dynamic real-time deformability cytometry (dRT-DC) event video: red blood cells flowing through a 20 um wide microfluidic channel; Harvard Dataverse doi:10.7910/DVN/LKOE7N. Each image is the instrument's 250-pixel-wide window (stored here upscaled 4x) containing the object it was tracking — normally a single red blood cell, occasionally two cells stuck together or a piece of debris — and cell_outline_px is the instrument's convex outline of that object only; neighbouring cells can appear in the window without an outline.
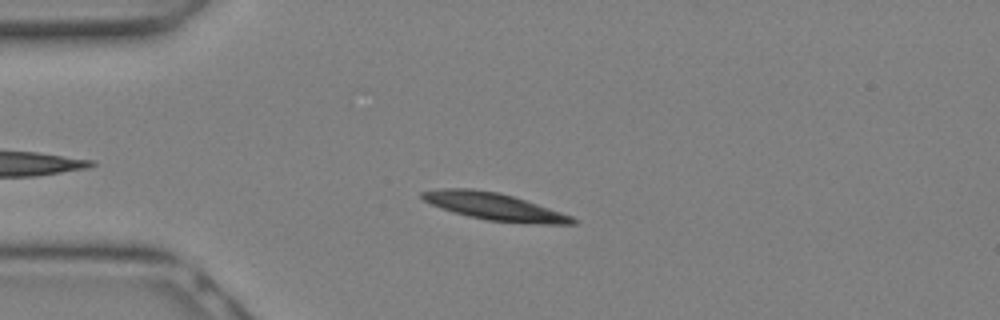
{"species": "Egyptian fruit bat (a non-hibernating species)", "species_latin": "Rousettus aegyptiacus", "temperature_condition": "warm", "stored_images_in_passage": 9, "camera_frame_rate_fps": 3000, "um_per_image_px": 0.085, "animal": {"sex": "female"}, "frame": {"image": 1, "passage_image": 4, "time_ms": 1.0, "image_size_px": [1000, 320], "cell_outline_px": [[580, 220], [576, 224], [544, 224], [488, 220], [468, 216], [432, 204], [424, 200], [420, 196], [420, 192], [440, 188], [472, 188], [496, 192], [512, 196], [572, 216]], "centroid_in_image_um": [42.03, 17.55], "position_along_channel_um": 43.0, "area_um2": 23.35}}
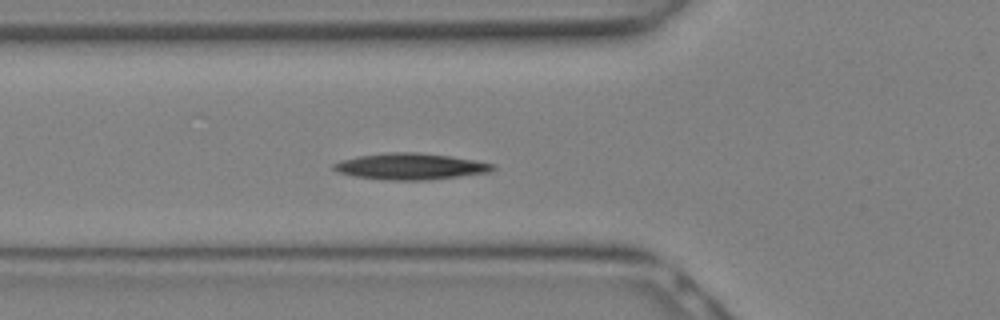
{"frame": {"image": 2, "passage_image": 7, "time_ms": 2.0, "image_size_px": [1000, 320], "cell_outline_px": [[496, 168], [492, 172], [428, 180], [388, 180], [352, 176], [340, 172], [332, 168], [332, 164], [340, 160], [356, 156], [388, 152], [416, 152], [448, 156], [496, 164]], "centroid_in_image_um": [34.88, 14.15], "position_along_channel_um": 90.9, "area_um2": 24.45}}
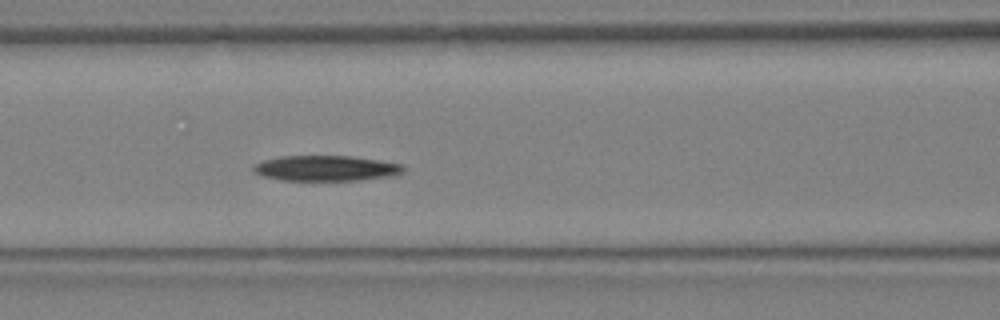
{"frame": {"image": 3, "passage_image": 9, "time_ms": 2.667, "image_size_px": [1000, 320], "cell_outline_px": [[404, 172], [392, 176], [360, 180], [280, 180], [264, 176], [256, 172], [252, 168], [256, 164], [264, 160], [280, 156], [352, 156], [404, 164]], "centroid_in_image_um": [27.76, 14.3], "position_along_channel_um": 138.8, "area_um2": 22.14}}